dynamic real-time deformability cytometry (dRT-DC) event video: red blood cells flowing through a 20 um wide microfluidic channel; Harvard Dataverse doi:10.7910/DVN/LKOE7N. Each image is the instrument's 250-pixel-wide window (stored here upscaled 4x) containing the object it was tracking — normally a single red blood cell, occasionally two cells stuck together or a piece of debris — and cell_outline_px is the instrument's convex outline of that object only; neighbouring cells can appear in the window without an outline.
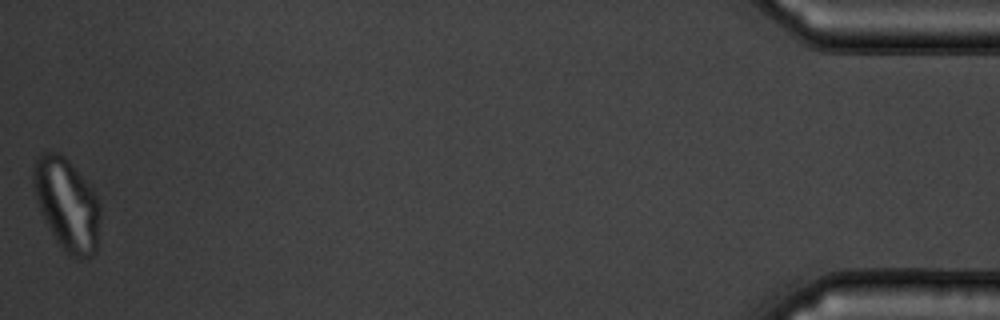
{"species": "common noctule bat (a hibernating species)", "species_latin": "Nyctalus noctula", "temperature_condition": "warm", "stored_images_in_passage": 53, "camera_frame_rate_fps": 3000, "um_per_image_px": 0.085, "animal": {"sex": "male", "body_mass_g": 19.5, "forearm_length_mm": 54.6}, "frame": {"image": 1, "passage_image": 53, "time_ms": 17.333, "image_size_px": [1000, 320], "cell_outline_px": [[100, 216], [96, 252], [92, 256], [84, 260], [80, 260], [72, 256], [56, 240], [40, 212], [36, 200], [32, 184], [32, 172], [36, 156], [40, 152], [56, 152], [64, 156], [68, 160], [92, 188], [100, 204]], "centroid_in_image_um": [5.68, 17.36], "position_along_channel_um": 429.5, "area_um2": 36.01}}